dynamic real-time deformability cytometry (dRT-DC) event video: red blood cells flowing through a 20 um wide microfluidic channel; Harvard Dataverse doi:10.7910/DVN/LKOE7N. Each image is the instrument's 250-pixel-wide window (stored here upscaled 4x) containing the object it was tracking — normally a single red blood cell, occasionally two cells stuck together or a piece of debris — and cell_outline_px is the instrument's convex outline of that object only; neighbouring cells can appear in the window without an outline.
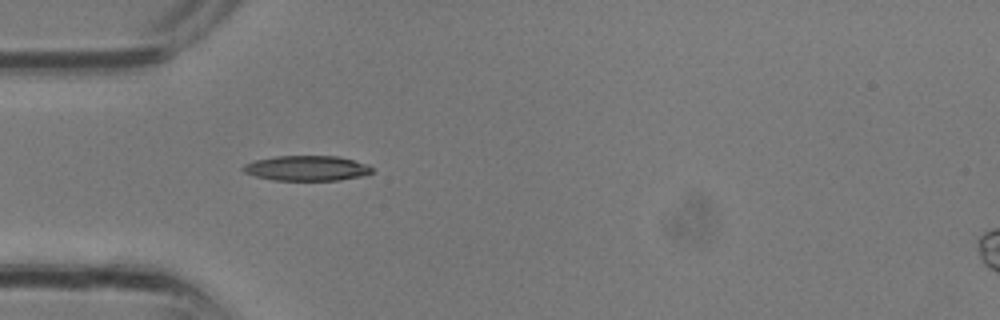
{"species": "common noctule bat (a hibernating species)", "species_latin": "Nyctalus noctula", "temperature_condition": "room temperature", "stored_images_in_passage": 3, "camera_frame_rate_fps": 3000, "um_per_image_px": 0.085, "animal": {"sex": "male", "body_mass_g": 13.3}, "frame": {"image": 1, "passage_image": 1, "time_ms": 0.0, "image_size_px": [1000, 320], "cell_outline_px": [[372, 172], [364, 176], [340, 180], [272, 180], [256, 176], [244, 172], [240, 168], [244, 164], [256, 160], [276, 156], [340, 156], [368, 164], [372, 168]], "centroid_in_image_um": [26.09, 14.3], "position_along_channel_um": 58.9, "area_um2": 18.96}}
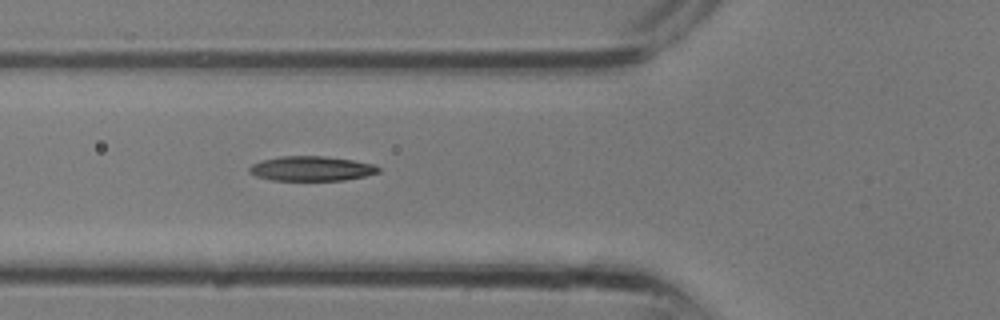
{"frame": {"image": 2, "passage_image": 3, "time_ms": 0.667, "image_size_px": [1000, 320], "cell_outline_px": [[380, 172], [364, 176], [344, 180], [272, 180], [256, 176], [248, 172], [248, 168], [252, 164], [260, 160], [280, 156], [324, 156], [352, 160], [372, 164], [380, 168]], "centroid_in_image_um": [26.43, 14.32], "position_along_channel_um": 99.4, "area_um2": 18.55}}